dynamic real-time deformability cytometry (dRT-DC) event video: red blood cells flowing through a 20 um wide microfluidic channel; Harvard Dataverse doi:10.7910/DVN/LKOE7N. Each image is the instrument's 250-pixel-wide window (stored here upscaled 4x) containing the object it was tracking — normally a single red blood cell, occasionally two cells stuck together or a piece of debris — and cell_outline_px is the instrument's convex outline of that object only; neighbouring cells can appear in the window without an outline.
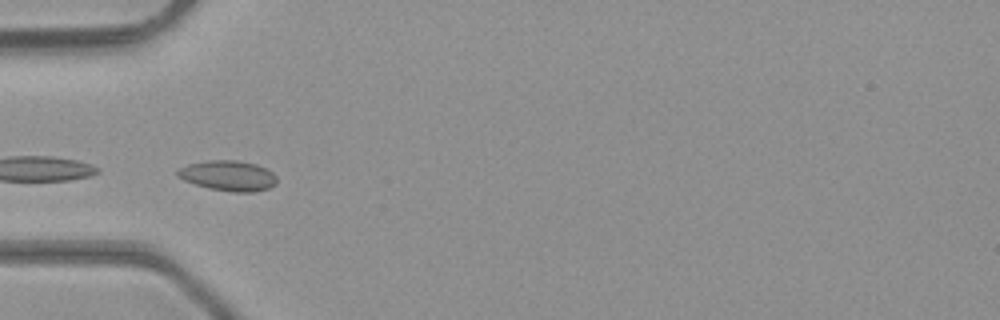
{"species": "common noctule bat (a hibernating species)", "species_latin": "Nyctalus noctula", "temperature_condition": "room temperature", "stored_images_in_passage": 5, "camera_frame_rate_fps": 3000, "um_per_image_px": 0.085, "animal": {"sex": "male", "body_mass_g": 23.1, "forearm_length_mm": 52.7}, "frame": {"image": 1, "passage_image": 5, "time_ms": 1.333, "image_size_px": [1000, 320], "cell_outline_px": [[276, 184], [268, 188], [252, 192], [232, 192], [208, 188], [184, 180], [176, 176], [176, 172], [180, 168], [188, 164], [208, 160], [236, 160], [256, 164], [272, 172], [276, 176]], "centroid_in_image_um": [19.38, 14.93], "position_along_channel_um": 65.6, "area_um2": 17.46}}